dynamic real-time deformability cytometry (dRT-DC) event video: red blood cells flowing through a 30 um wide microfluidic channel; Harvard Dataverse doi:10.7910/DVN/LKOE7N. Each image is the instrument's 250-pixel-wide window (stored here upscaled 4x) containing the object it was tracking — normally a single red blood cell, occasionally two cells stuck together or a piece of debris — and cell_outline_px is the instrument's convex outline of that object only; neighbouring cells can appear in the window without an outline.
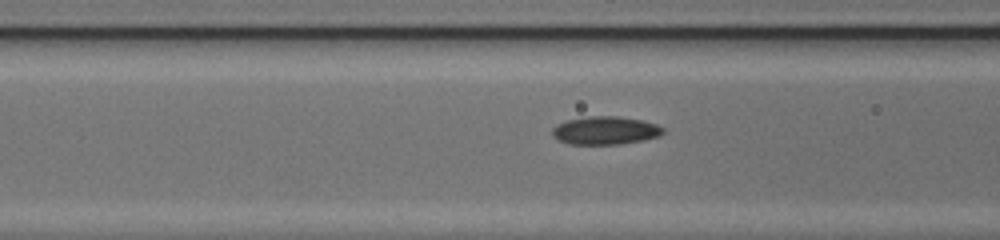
{"species": "common noctule bat (a hibernating species)", "species_latin": "Nyctalus noctula", "temperature_condition": "cold", "stored_images_in_passage": 9, "camera_frame_rate_fps": 3000, "um_per_image_px": 0.085, "animal": {"sex": "female", "body_mass_g": 17.0, "forearm_length_mm": 48.0}, "frame": {"image": 1, "passage_image": 8, "time_ms": 2.333, "image_size_px": [1000, 240], "cell_outline_px": [[664, 132], [660, 136], [644, 140], [620, 144], [568, 144], [556, 140], [552, 136], [552, 128], [556, 124], [568, 120], [588, 116], [620, 116], [644, 120], [656, 124], [664, 128]], "centroid_in_image_um": [51.44, 11.09], "position_along_channel_um": 115.2, "area_um2": 18.44}}